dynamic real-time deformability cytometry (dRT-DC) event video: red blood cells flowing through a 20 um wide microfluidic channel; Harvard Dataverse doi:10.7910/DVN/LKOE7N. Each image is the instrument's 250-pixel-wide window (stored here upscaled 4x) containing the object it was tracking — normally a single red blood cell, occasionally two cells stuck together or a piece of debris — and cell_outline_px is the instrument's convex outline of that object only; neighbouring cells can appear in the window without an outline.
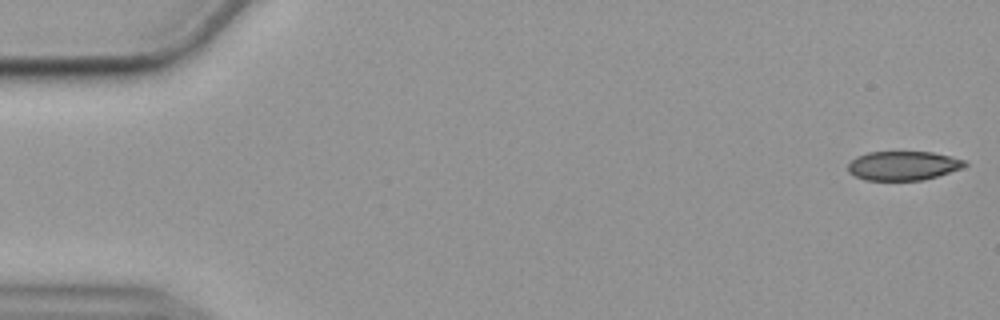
{"species": "common noctule bat (a hibernating species)", "species_latin": "Nyctalus noctula", "temperature_condition": "cold", "stored_images_in_passage": 56, "camera_frame_rate_fps": 3000, "um_per_image_px": 0.085, "animal": {"sex": "female", "body_mass_g": 19.9}, "frame": {"image": 1, "passage_image": 1, "time_ms": 0.0, "image_size_px": [1000, 320], "cell_outline_px": [[968, 164], [960, 168], [924, 180], [864, 180], [848, 172], [848, 164], [856, 156], [868, 152], [932, 152], [964, 160]], "centroid_in_image_um": [76.72, 14.08], "position_along_channel_um": 8.3, "area_um2": 19.59}}
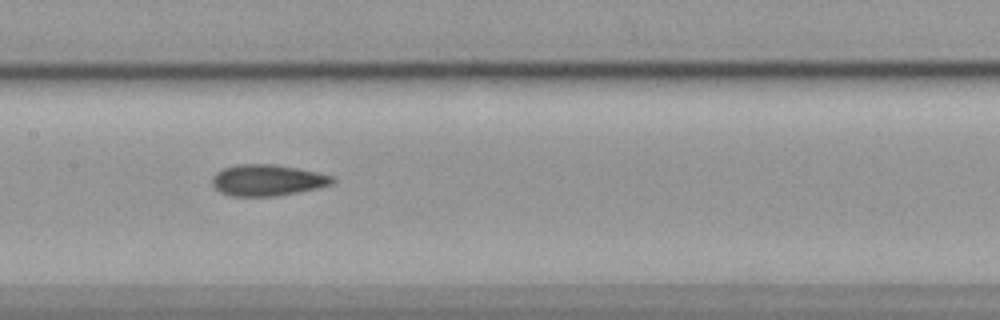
{"frame": {"image": 2, "passage_image": 27, "time_ms": 8.667, "image_size_px": [1000, 320], "cell_outline_px": [[336, 180], [332, 184], [320, 188], [276, 196], [228, 196], [220, 192], [212, 184], [212, 176], [216, 172], [224, 168], [236, 164], [272, 164], [296, 168], [316, 172], [332, 176]], "centroid_in_image_um": [22.71, 15.32], "position_along_channel_um": 184.7, "area_um2": 21.96}}
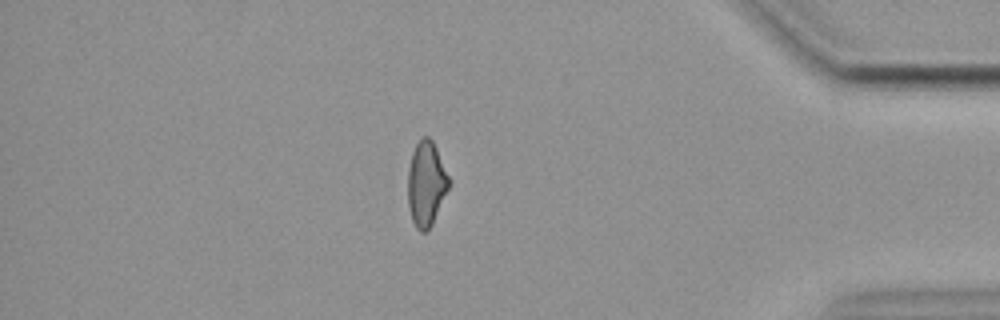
{"frame": {"image": 3, "passage_image": 48, "time_ms": 15.667, "image_size_px": [1000, 320], "cell_outline_px": [[452, 184], [432, 224], [424, 232], [420, 232], [416, 228], [412, 220], [408, 204], [408, 168], [412, 152], [416, 144], [424, 136], [428, 136], [432, 140], [452, 180]], "centroid_in_image_um": [36.26, 15.62], "position_along_channel_um": 398.9, "area_um2": 20.58}, "authors_computed_cell_mechanics": {"area_um2": 21.5305, "velocity_mm_per_s": 3.5756, "shape_relaxation_time_tau1_ms": 6.19, "shape_relaxation_time_tau2_ms": 3.667, "deformation_change_tau1": 0.1331, "deformation_change_tau2": 0.1102}}